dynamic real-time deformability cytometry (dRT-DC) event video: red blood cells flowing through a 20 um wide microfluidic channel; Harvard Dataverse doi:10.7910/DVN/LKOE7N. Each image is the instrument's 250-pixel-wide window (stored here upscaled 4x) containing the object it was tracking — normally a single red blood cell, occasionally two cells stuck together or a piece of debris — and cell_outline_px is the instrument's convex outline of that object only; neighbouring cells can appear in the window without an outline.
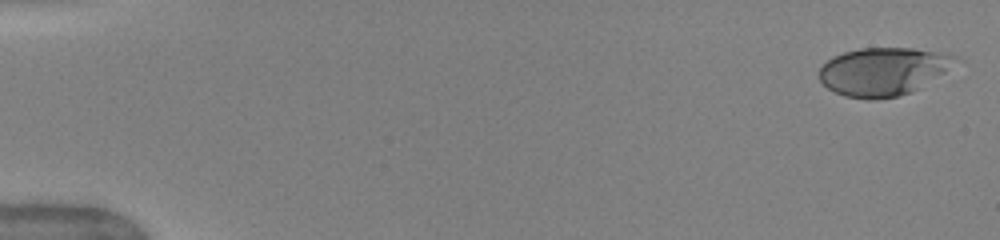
{"species": "human", "species_latin": "Homo sapiens", "temperature_condition": "warm", "stored_images_in_passage": 22, "camera_frame_rate_fps": 3000, "um_per_image_px": 0.085, "donor": {"sex": "female"}, "frame": {"image": 1, "passage_image": 1, "time_ms": 0.0, "image_size_px": [1000, 240], "cell_outline_px": [[956, 56], [944, 72], [912, 92], [896, 96], [872, 100], [868, 100], [844, 96], [828, 88], [820, 80], [820, 68], [832, 56], [844, 52], [860, 48], [912, 48], [936, 52]], "centroid_in_image_um": [74.99, 6.08], "position_along_channel_um": 10.0, "area_um2": 37.4}}
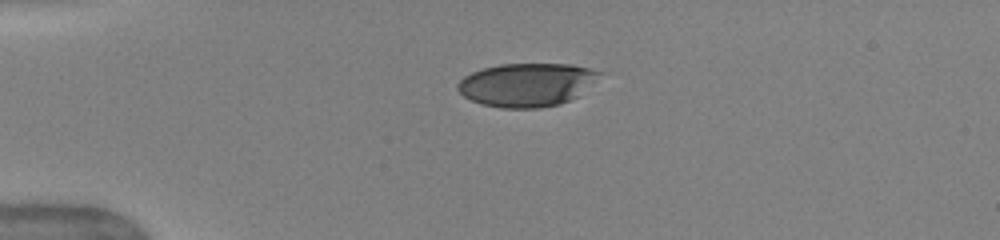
{"frame": {"image": 2, "passage_image": 12, "time_ms": 3.667, "image_size_px": [1000, 240], "cell_outline_px": [[604, 72], [576, 96], [560, 104], [540, 108], [500, 108], [480, 104], [464, 96], [456, 88], [456, 84], [464, 76], [472, 72], [484, 68], [500, 64], [572, 64]], "centroid_in_image_um": [44.73, 7.2], "position_along_channel_um": 40.3, "area_um2": 35.66}}
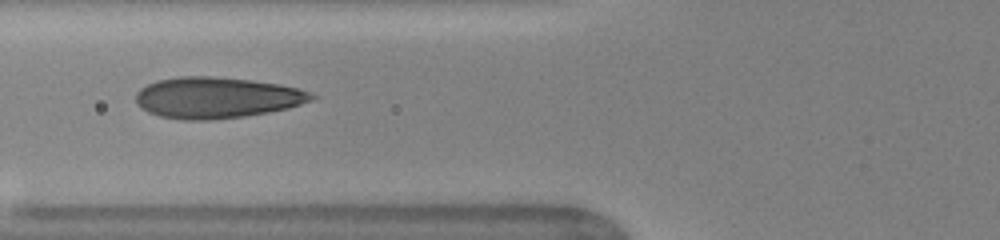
{"frame": {"image": 3, "passage_image": 20, "time_ms": 6.333, "image_size_px": [1000, 240], "cell_outline_px": [[316, 96], [312, 100], [288, 108], [248, 116], [212, 120], [184, 120], [160, 116], [148, 112], [136, 104], [136, 92], [140, 88], [156, 80], [180, 76], [212, 76], [252, 80], [280, 84], [296, 88], [308, 92]], "centroid_in_image_um": [18.38, 8.3], "position_along_channel_um": 107.4, "area_um2": 42.19}}